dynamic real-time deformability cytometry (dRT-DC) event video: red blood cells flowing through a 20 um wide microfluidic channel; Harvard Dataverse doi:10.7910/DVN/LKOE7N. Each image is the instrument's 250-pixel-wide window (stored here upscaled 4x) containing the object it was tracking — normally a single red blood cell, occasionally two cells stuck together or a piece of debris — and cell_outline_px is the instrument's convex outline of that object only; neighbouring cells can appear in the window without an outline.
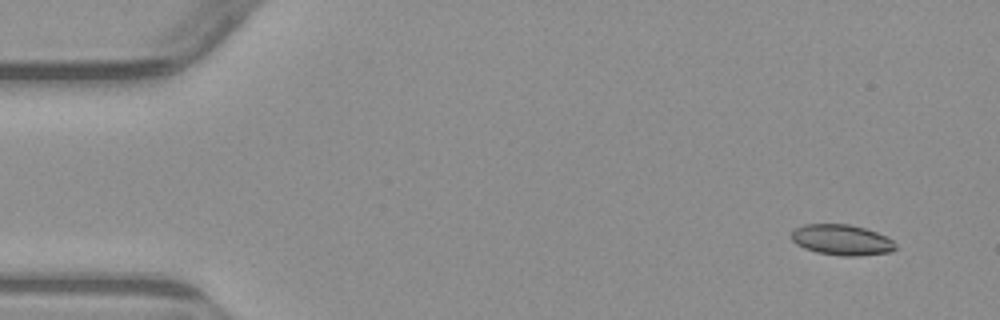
{"species": "common noctule bat (a hibernating species)", "species_latin": "Nyctalus noctula", "temperature_condition": "warm", "stored_images_in_passage": 4, "camera_frame_rate_fps": 3000, "um_per_image_px": 0.085, "animal": {"sex": "male", "body_mass_g": 23.1, "forearm_length_mm": 52.7}, "frame": {"image": 1, "passage_image": 1, "time_ms": 0.0, "image_size_px": [1000, 320], "cell_outline_px": [[896, 248], [892, 252], [860, 256], [844, 256], [816, 252], [804, 248], [796, 244], [792, 240], [792, 232], [796, 228], [804, 224], [848, 224], [864, 228], [876, 232], [892, 240], [896, 244]], "centroid_in_image_um": [71.55, 20.4], "position_along_channel_um": 13.4, "area_um2": 18.55}}
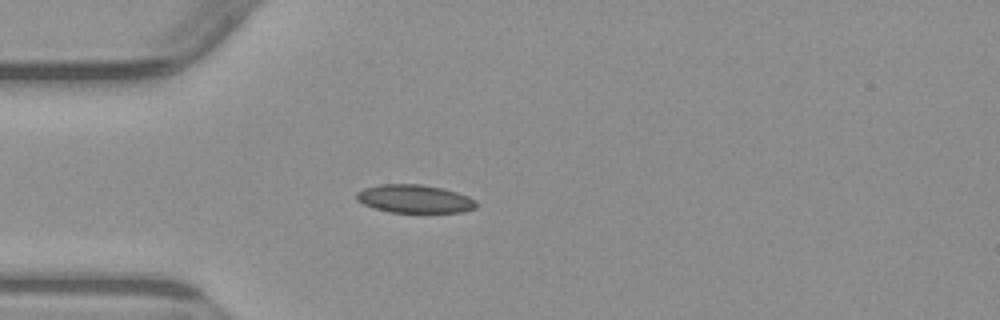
{"frame": {"image": 2, "passage_image": 4, "time_ms": 3.667, "image_size_px": [1000, 320], "cell_outline_px": [[476, 208], [464, 212], [388, 212], [364, 204], [356, 200], [356, 192], [364, 188], [380, 184], [420, 184], [440, 188], [456, 192], [468, 196], [476, 200]], "centroid_in_image_um": [35.23, 16.9], "position_along_channel_um": 49.8, "area_um2": 19.59}}